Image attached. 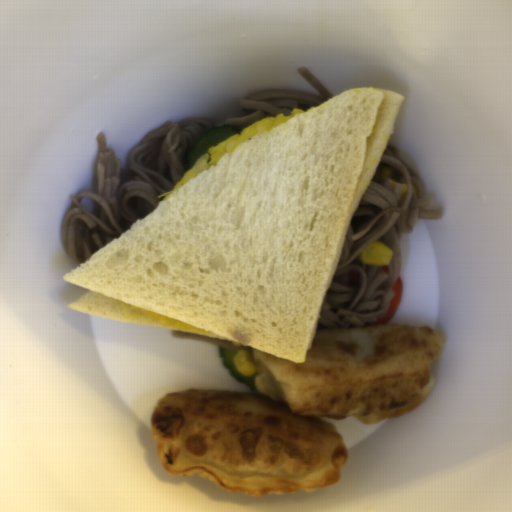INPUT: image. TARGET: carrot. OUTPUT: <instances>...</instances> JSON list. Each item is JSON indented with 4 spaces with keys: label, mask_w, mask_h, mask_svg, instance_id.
Listing matches in <instances>:
<instances>
[{
    "label": "carrot",
    "mask_w": 512,
    "mask_h": 512,
    "mask_svg": "<svg viewBox=\"0 0 512 512\" xmlns=\"http://www.w3.org/2000/svg\"><path fill=\"white\" fill-rule=\"evenodd\" d=\"M391 289L394 293V296L389 302L387 313L383 317L377 318L372 326H381L383 324H387L396 314L402 299L403 283L401 277L398 276L396 278Z\"/></svg>",
    "instance_id": "obj_1"
}]
</instances>
